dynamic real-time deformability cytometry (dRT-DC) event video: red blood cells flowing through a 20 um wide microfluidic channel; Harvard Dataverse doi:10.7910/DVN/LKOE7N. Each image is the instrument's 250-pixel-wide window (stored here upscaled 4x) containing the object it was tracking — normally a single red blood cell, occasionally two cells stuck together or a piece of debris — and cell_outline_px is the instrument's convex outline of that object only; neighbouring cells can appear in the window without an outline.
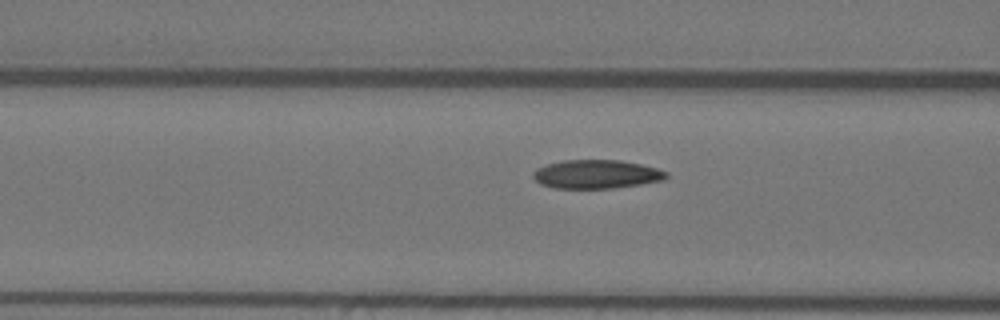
{"species": "Egyptian fruit bat (a non-hibernating species)", "species_latin": "Rousettus aegyptiacus", "temperature_condition": "warm", "stored_images_in_passage": 13, "camera_frame_rate_fps": 3000, "um_per_image_px": 0.085, "animal": {"sex": "female"}, "frame": {"image": 1, "passage_image": 11, "time_ms": 3.333, "image_size_px": [1000, 320], "cell_outline_px": [[668, 176], [664, 180], [640, 184], [612, 188], [556, 188], [540, 184], [532, 176], [532, 172], [536, 168], [548, 164], [564, 160], [620, 160], [640, 164], [656, 168], [668, 172]], "centroid_in_image_um": [50.69, 14.8], "position_along_channel_um": 115.9, "area_um2": 22.2}}